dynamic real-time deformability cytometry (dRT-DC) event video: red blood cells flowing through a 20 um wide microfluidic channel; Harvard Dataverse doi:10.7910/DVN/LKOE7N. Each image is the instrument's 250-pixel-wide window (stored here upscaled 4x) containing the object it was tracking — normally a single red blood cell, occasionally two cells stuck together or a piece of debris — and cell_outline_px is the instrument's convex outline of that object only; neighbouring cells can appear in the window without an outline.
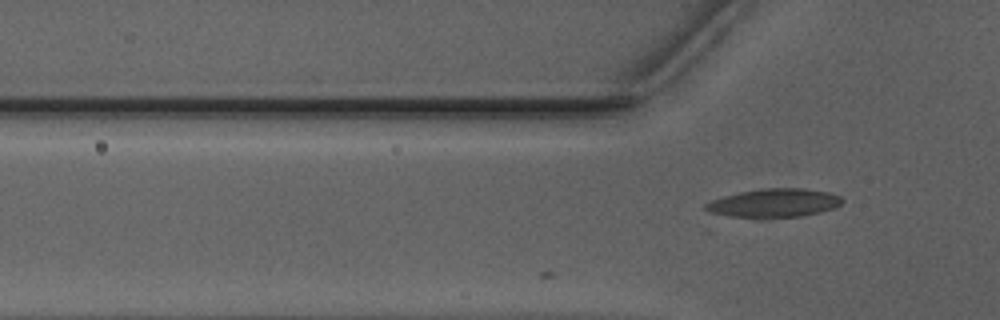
{"species": "Egyptian fruit bat (a non-hibernating species)", "species_latin": "Rousettus aegyptiacus", "temperature_condition": "warm", "stored_images_in_passage": 3, "camera_frame_rate_fps": 3000, "um_per_image_px": 0.085, "animal": {"sex": "male"}, "frame": {"image": 1, "passage_image": 3, "time_ms": 0.667, "image_size_px": [1000, 320], "cell_outline_px": [[844, 200], [836, 208], [820, 212], [800, 216], [768, 220], [756, 220], [712, 216], [704, 208], [704, 204], [712, 200], [724, 196], [740, 192], [760, 188], [804, 188], [828, 192], [840, 196]], "centroid_in_image_um": [65.68, 17.31], "position_along_channel_um": 60.1, "area_um2": 24.04}}